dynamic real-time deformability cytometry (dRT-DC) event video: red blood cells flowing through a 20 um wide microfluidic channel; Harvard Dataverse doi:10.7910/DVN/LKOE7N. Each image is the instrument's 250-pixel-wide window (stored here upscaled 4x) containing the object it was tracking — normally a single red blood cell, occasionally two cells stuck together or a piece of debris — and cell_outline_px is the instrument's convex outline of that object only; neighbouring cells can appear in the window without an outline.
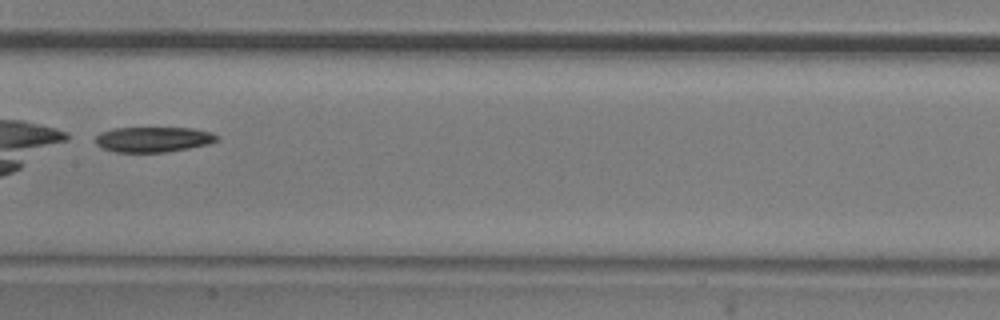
{"species": "common noctule bat (a hibernating species)", "species_latin": "Nyctalus noctula", "temperature_condition": "room temperature", "stored_images_in_passage": 14, "camera_frame_rate_fps": 3000, "um_per_image_px": 0.085, "animal": {"sex": "male", "body_mass_g": 20.5, "forearm_length_mm": 52.5}, "frame": {"image": 1, "passage_image": 8, "time_ms": 9.0, "image_size_px": [1000, 320], "cell_outline_px": [[216, 140], [208, 144], [188, 148], [164, 152], [116, 152], [104, 148], [96, 144], [96, 136], [100, 132], [112, 128], [192, 128], [208, 132], [216, 136]], "centroid_in_image_um": [12.96, 11.84], "position_along_channel_um": 194.4, "area_um2": 17.57}}
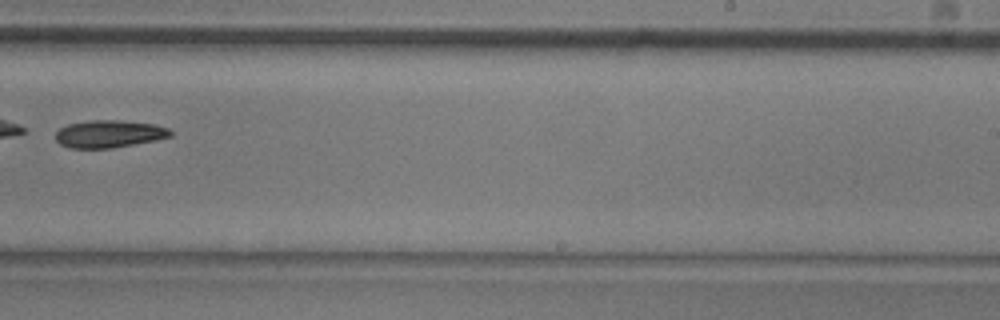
{"frame": {"image": 2, "passage_image": 10, "time_ms": 11.333, "image_size_px": [1000, 320], "cell_outline_px": [[172, 136], [156, 140], [112, 148], [68, 148], [60, 144], [56, 140], [56, 132], [60, 128], [68, 124], [92, 120], [120, 120], [156, 124], [168, 128], [172, 132]], "centroid_in_image_um": [9.29, 11.38], "position_along_channel_um": 279.7, "area_um2": 18.44}}
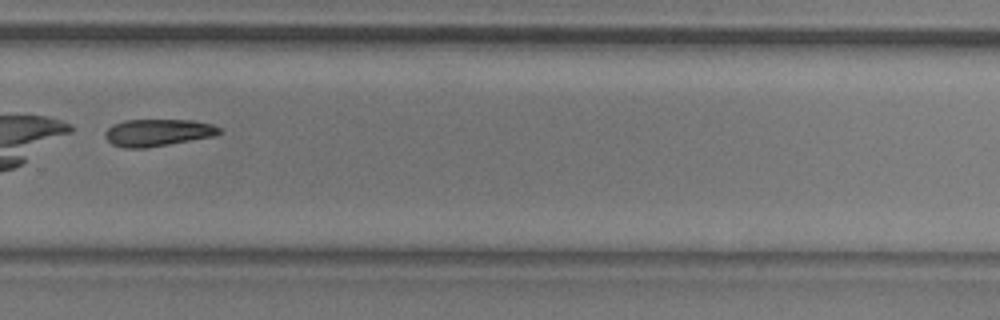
{"frame": {"image": 3, "passage_image": 11, "time_ms": 12.333, "image_size_px": [1000, 320], "cell_outline_px": [[220, 132], [212, 136], [168, 144], [144, 148], [124, 148], [112, 144], [104, 136], [104, 132], [112, 124], [124, 120], [192, 120], [212, 124], [220, 128]], "centroid_in_image_um": [13.35, 11.26], "position_along_channel_um": 316.5, "area_um2": 17.86}, "authors_computed_cell_mechanics": {"area_um2": 19.2474, "velocity_mm_per_s": 3.6737, "shape_relaxation_time_tau1_ms": 4.855, "shape_relaxation_time_tau2_ms": null, "deformation_change_tau1": 0.1016, "deformation_change_tau2": null}}